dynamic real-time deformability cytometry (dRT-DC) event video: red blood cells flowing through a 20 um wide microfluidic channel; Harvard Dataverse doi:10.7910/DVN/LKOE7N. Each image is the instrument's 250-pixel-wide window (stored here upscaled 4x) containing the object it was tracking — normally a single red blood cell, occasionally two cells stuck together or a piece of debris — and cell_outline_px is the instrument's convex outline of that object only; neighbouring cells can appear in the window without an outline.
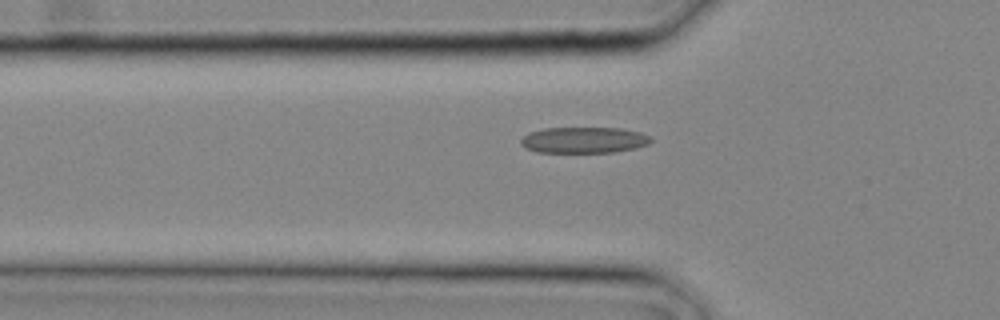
{"species": "common noctule bat (a hibernating species)", "species_latin": "Nyctalus noctula", "temperature_condition": "cold", "stored_images_in_passage": 2, "camera_frame_rate_fps": 3000, "um_per_image_px": 0.085, "animal": {"sex": "male", "body_mass_g": 20.4}, "frame": {"image": 1, "passage_image": 2, "time_ms": 0.333, "image_size_px": [1000, 320], "cell_outline_px": [[652, 140], [648, 144], [636, 148], [616, 152], [536, 152], [524, 148], [520, 144], [520, 140], [528, 132], [544, 128], [620, 128], [640, 132], [652, 136]], "centroid_in_image_um": [49.62, 11.9], "position_along_channel_um": 76.2, "area_um2": 19.94}}